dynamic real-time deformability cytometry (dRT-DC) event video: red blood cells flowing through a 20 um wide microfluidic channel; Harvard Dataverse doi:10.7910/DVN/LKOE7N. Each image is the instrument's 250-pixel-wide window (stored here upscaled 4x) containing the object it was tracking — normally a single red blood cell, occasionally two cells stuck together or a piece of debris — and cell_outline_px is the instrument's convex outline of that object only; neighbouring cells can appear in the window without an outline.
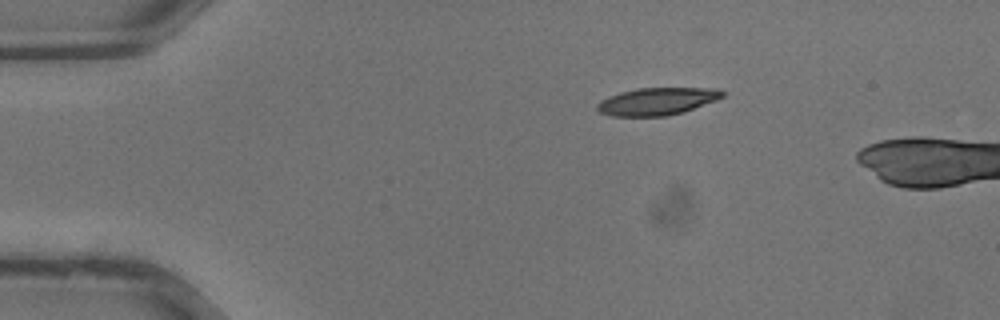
{"species": "common noctule bat (a hibernating species)", "species_latin": "Nyctalus noctula", "temperature_condition": "warm", "stored_images_in_passage": 4, "camera_frame_rate_fps": 3000, "um_per_image_px": 0.085, "animal": {"sex": "male", "body_mass_g": 13.3}, "frame": {"image": 1, "passage_image": 1, "time_ms": 0.0, "image_size_px": [1000, 320], "cell_outline_px": [[728, 92], [724, 96], [716, 100], [684, 112], [668, 116], [612, 116], [600, 112], [596, 108], [596, 104], [600, 100], [608, 96], [620, 92], [636, 88], [720, 88]], "centroid_in_image_um": [55.88, 8.61], "position_along_channel_um": 29.1, "area_um2": 20.29}}